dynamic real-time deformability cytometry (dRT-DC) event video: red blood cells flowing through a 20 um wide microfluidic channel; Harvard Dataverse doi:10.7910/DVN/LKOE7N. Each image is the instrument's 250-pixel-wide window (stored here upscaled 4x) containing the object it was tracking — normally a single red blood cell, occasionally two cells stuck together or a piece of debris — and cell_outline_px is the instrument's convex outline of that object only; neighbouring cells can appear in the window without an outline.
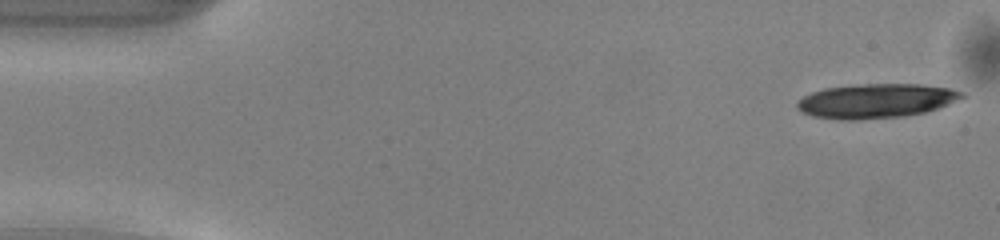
{"species": "common noctule bat (a hibernating species)", "species_latin": "Nyctalus noctula", "temperature_condition": "warm", "stored_images_in_passage": 9, "camera_frame_rate_fps": 3000, "um_per_image_px": 0.085, "animal": {"sex": "male", "body_mass_g": 13.0, "forearm_length_mm": 53.1}, "frame": {"image": 1, "passage_image": 1, "time_ms": 0.0, "image_size_px": [1000, 240], "cell_outline_px": [[968, 96], [948, 104], [924, 112], [904, 116], [860, 120], [840, 120], [812, 116], [800, 112], [796, 108], [796, 104], [804, 96], [812, 92], [824, 88], [864, 84], [920, 84], [948, 88], [964, 92]], "centroid_in_image_um": [74.45, 8.58], "position_along_channel_um": 10.5, "area_um2": 33.06}}